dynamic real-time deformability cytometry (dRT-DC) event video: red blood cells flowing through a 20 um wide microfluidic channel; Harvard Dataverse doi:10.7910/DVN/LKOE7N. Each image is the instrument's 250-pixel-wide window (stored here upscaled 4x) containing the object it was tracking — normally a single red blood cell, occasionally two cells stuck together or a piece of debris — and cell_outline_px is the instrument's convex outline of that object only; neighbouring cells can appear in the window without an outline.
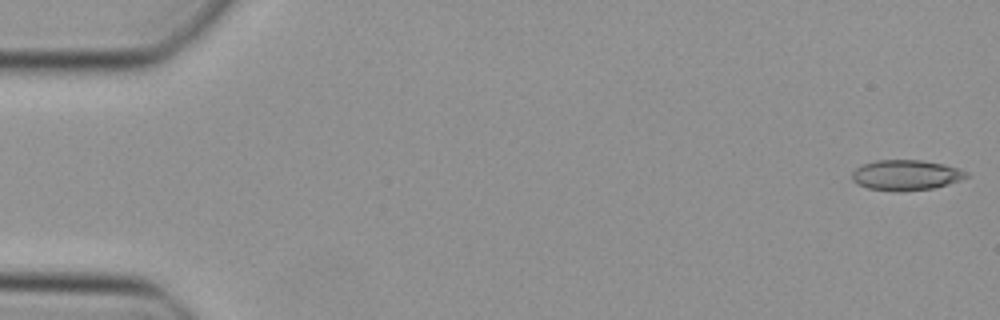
{"species": "Egyptian fruit bat (a non-hibernating species)", "species_latin": "Rousettus aegyptiacus", "temperature_condition": "cold", "stored_images_in_passage": 12, "camera_frame_rate_fps": 3000, "um_per_image_px": 0.085, "animal": {"sex": "female"}, "frame": {"image": 1, "passage_image": 1, "time_ms": 0.0, "image_size_px": [1000, 320], "cell_outline_px": [[968, 176], [960, 180], [948, 184], [932, 188], [900, 192], [896, 192], [868, 188], [856, 184], [852, 180], [852, 172], [856, 168], [864, 164], [876, 160], [924, 160], [944, 164], [960, 168], [968, 172]], "centroid_in_image_um": [77.01, 14.88], "position_along_channel_um": 8.0, "area_um2": 20.4}}
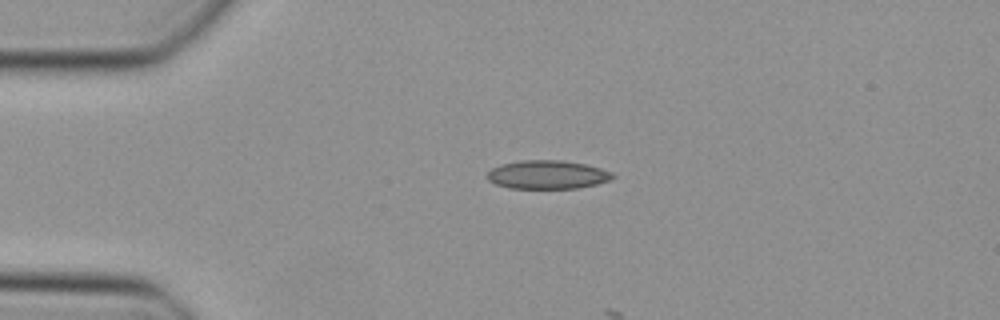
{"frame": {"image": 2, "passage_image": 11, "time_ms": 3.333, "image_size_px": [1000, 320], "cell_outline_px": [[616, 176], [608, 180], [596, 184], [580, 188], [508, 188], [496, 184], [488, 180], [484, 176], [492, 168], [500, 164], [520, 160], [560, 160], [584, 164], [600, 168], [612, 172]], "centroid_in_image_um": [46.49, 14.84], "position_along_channel_um": 38.5, "area_um2": 20.92}}